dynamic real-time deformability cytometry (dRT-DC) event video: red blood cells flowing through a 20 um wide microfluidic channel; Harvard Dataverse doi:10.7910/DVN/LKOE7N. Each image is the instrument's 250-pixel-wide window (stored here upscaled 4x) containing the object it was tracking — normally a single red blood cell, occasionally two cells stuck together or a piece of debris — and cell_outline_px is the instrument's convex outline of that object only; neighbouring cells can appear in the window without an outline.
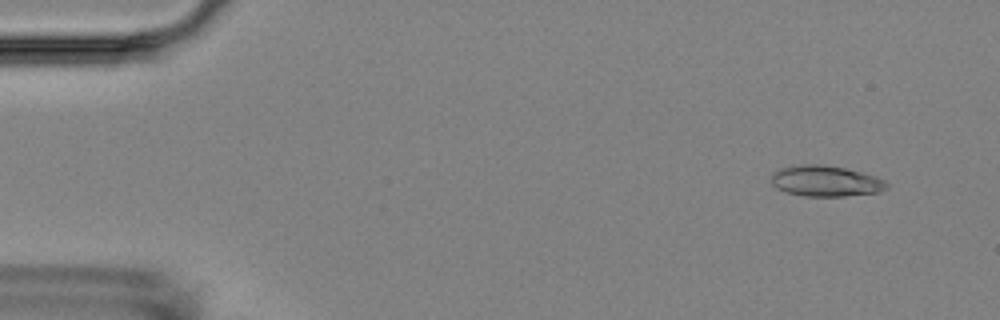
{"species": "Egyptian fruit bat (a non-hibernating species)", "species_latin": "Rousettus aegyptiacus", "temperature_condition": "room temperature", "stored_images_in_passage": 5, "camera_frame_rate_fps": 3000, "um_per_image_px": 0.085, "animal": {"sex": "female"}, "frame": {"image": 1, "passage_image": 2, "time_ms": 1.333, "image_size_px": [1000, 320], "cell_outline_px": [[888, 188], [880, 192], [844, 196], [804, 196], [784, 192], [776, 188], [772, 184], [772, 176], [776, 172], [784, 168], [804, 164], [820, 164], [844, 168], [860, 172], [884, 180], [888, 184]], "centroid_in_image_um": [70.19, 15.41], "position_along_channel_um": 14.8, "area_um2": 20.46}}
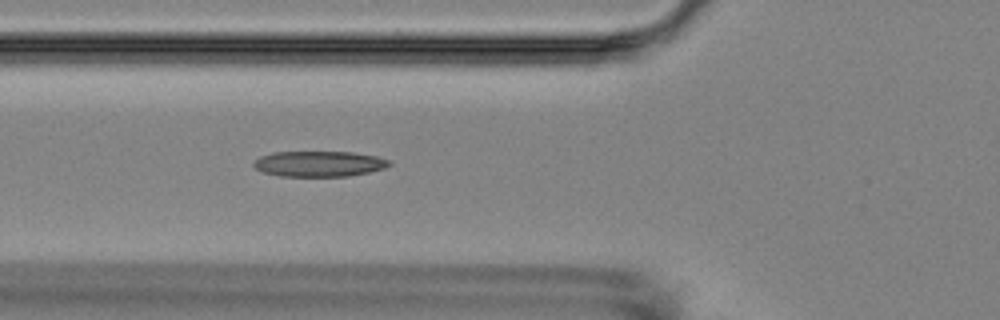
{"frame": {"image": 2, "passage_image": 5, "time_ms": 6.667, "image_size_px": [1000, 320], "cell_outline_px": [[392, 164], [384, 168], [368, 172], [348, 176], [280, 176], [264, 172], [256, 168], [252, 164], [260, 156], [272, 152], [352, 152], [376, 156], [388, 160]], "centroid_in_image_um": [27.11, 13.92], "position_along_channel_um": 98.7, "area_um2": 20.06}}